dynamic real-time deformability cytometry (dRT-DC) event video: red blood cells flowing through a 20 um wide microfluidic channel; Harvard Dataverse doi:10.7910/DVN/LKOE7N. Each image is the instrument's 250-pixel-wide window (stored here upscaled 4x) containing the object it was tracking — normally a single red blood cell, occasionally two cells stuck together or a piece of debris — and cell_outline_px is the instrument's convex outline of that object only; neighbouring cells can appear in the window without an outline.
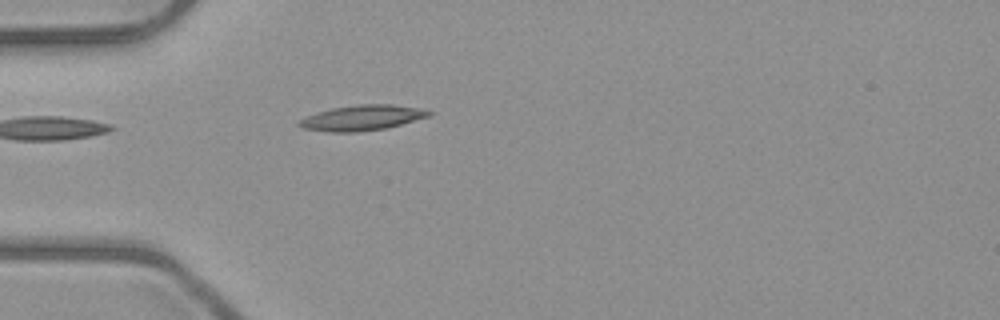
{"species": "common noctule bat (a hibernating species)", "species_latin": "Nyctalus noctula", "temperature_condition": "room temperature", "stored_images_in_passage": 2, "camera_frame_rate_fps": 3000, "um_per_image_px": 0.085, "animal": {"sex": "male", "body_mass_g": 23.1, "forearm_length_mm": 52.7}, "frame": {"image": 1, "passage_image": 2, "time_ms": 1.333, "image_size_px": [1000, 320], "cell_outline_px": [[432, 112], [428, 116], [400, 124], [384, 128], [356, 132], [328, 132], [304, 128], [296, 124], [300, 120], [316, 112], [332, 108], [360, 104], [392, 104], [416, 108]], "centroid_in_image_um": [30.71, 10.01], "position_along_channel_um": 54.3, "area_um2": 18.73}}